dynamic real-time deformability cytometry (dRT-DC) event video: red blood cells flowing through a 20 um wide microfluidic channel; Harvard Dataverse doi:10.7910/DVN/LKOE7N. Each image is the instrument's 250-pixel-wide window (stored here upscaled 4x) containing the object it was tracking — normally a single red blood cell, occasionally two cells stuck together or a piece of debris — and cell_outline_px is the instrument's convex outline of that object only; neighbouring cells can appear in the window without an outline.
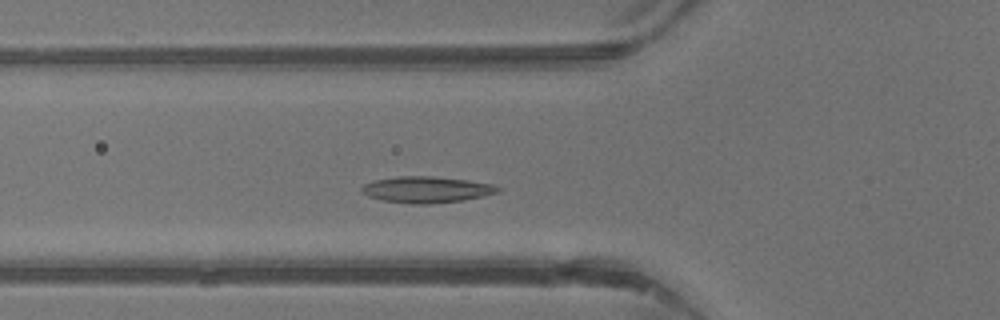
{"species": "common noctule bat (a hibernating species)", "species_latin": "Nyctalus noctula", "temperature_condition": "warm", "stored_images_in_passage": 15, "camera_frame_rate_fps": 3000, "um_per_image_px": 0.085, "animal": {"sex": "male", "body_mass_g": 13.3}, "frame": {"image": 1, "passage_image": 10, "time_ms": 3.0, "image_size_px": [1000, 320], "cell_outline_px": [[504, 188], [500, 192], [464, 200], [428, 204], [412, 204], [384, 200], [368, 196], [360, 192], [360, 188], [364, 184], [376, 180], [396, 176], [432, 176], [468, 180], [492, 184]], "centroid_in_image_um": [36.28, 16.11], "position_along_channel_um": 89.5, "area_um2": 20.92}}
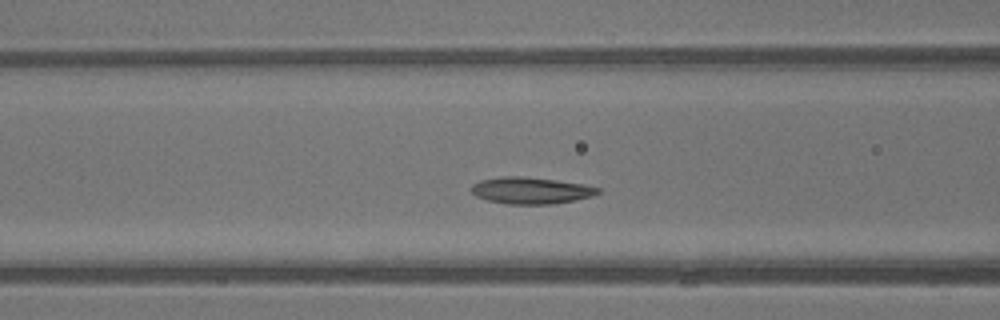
{"frame": {"image": 2, "passage_image": 12, "time_ms": 3.667, "image_size_px": [1000, 320], "cell_outline_px": [[600, 192], [592, 196], [576, 200], [552, 204], [508, 204], [488, 200], [476, 196], [472, 192], [472, 184], [480, 180], [500, 176], [524, 176], [556, 180], [584, 184], [600, 188]], "centroid_in_image_um": [45.13, 16.18], "position_along_channel_um": 121.5, "area_um2": 19.71}}
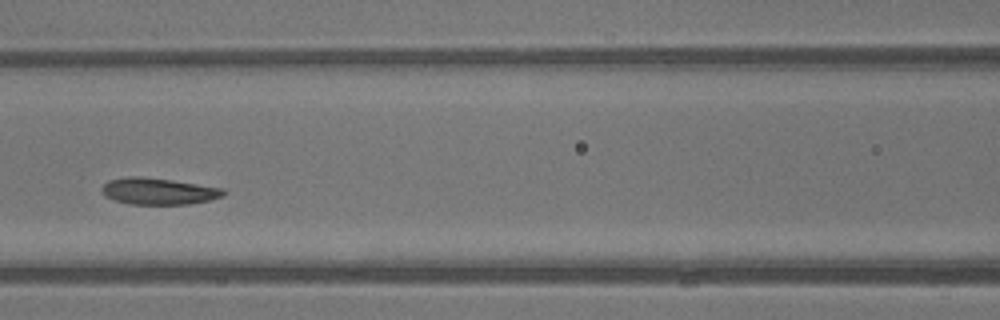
{"frame": {"image": 3, "passage_image": 14, "time_ms": 4.333, "image_size_px": [1000, 320], "cell_outline_px": [[224, 196], [208, 200], [188, 204], [128, 204], [104, 196], [100, 192], [100, 188], [108, 180], [128, 176], [140, 176], [224, 188]], "centroid_in_image_um": [13.41, 16.25], "position_along_channel_um": 153.2, "area_um2": 18.73}}